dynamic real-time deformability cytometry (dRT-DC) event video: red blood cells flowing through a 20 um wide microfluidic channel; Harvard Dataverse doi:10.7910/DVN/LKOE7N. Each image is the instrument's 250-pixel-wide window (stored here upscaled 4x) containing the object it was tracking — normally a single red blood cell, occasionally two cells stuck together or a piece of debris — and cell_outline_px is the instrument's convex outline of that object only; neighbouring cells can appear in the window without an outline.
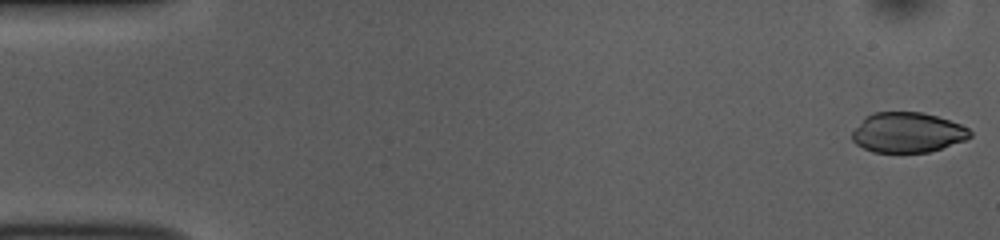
{"species": "common noctule bat (a hibernating species)", "species_latin": "Nyctalus noctula", "temperature_condition": "room temperature", "stored_images_in_passage": 52, "camera_frame_rate_fps": 3000, "um_per_image_px": 0.085, "animal": {"sex": "female", "body_mass_g": 10.0, "forearm_length_mm": 53.1}, "frame": {"image": 1, "passage_image": 1, "time_ms": 0.0, "image_size_px": [1000, 240], "cell_outline_px": [[972, 136], [964, 140], [928, 152], [872, 152], [856, 144], [852, 140], [852, 132], [864, 116], [872, 112], [924, 112], [960, 124], [968, 128], [972, 132]], "centroid_in_image_um": [77.11, 11.25], "position_along_channel_um": 7.9, "area_um2": 27.51}}
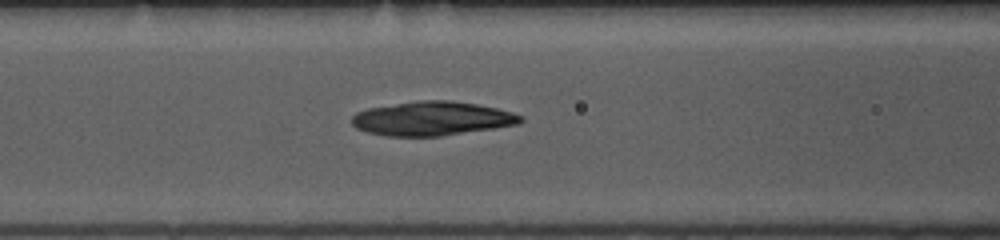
{"frame": {"image": 2, "passage_image": 21, "time_ms": 6.667, "image_size_px": [1000, 240], "cell_outline_px": [[524, 120], [520, 124], [440, 136], [388, 136], [368, 132], [356, 128], [352, 124], [352, 116], [356, 112], [368, 108], [416, 100], [452, 100], [476, 104], [496, 108], [512, 112], [524, 116]], "centroid_in_image_um": [36.73, 10.07], "position_along_channel_um": 129.9, "area_um2": 33.52}}
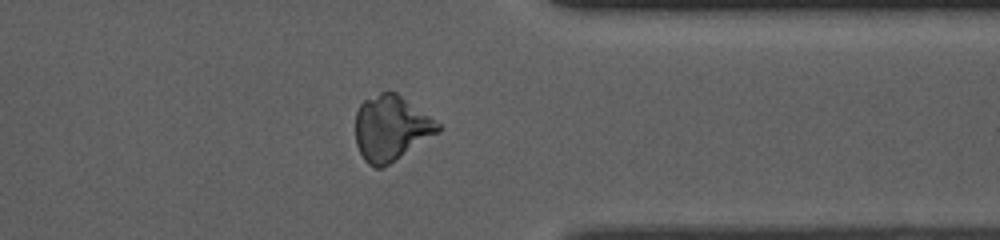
{"frame": {"image": 3, "passage_image": 41, "time_ms": 13.333, "image_size_px": [1000, 240], "cell_outline_px": [[440, 132], [388, 164], [380, 168], [376, 168], [368, 164], [364, 160], [356, 144], [356, 112], [360, 104], [364, 100], [388, 88], [396, 92], [440, 124]], "centroid_in_image_um": [33.22, 10.87], "position_along_channel_um": 378.2, "area_um2": 31.21}}